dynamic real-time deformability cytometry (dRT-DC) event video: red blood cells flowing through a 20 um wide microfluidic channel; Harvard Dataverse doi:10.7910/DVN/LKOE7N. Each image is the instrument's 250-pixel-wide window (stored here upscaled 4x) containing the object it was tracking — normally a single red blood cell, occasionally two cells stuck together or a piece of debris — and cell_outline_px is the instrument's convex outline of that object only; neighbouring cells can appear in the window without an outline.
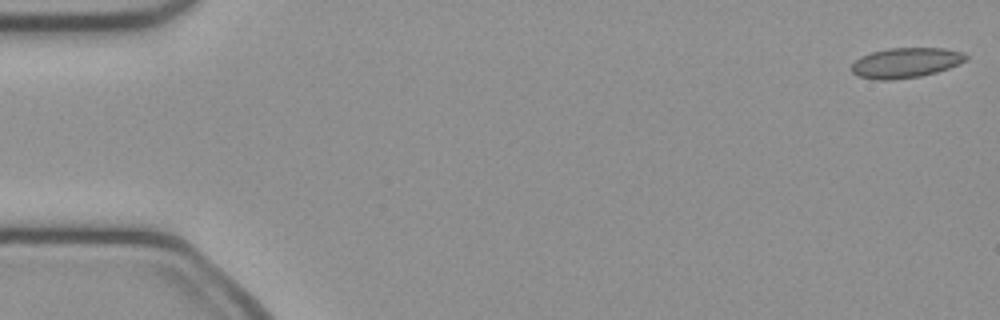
{"species": "common noctule bat (a hibernating species)", "species_latin": "Nyctalus noctula", "temperature_condition": "cold", "stored_images_in_passage": 50, "camera_frame_rate_fps": 3000, "um_per_image_px": 0.085, "animal": {"sex": "female", "body_mass_g": 21.9}, "frame": {"image": 1, "passage_image": 1, "time_ms": 0.0, "image_size_px": [1000, 320], "cell_outline_px": [[968, 60], [960, 64], [936, 72], [920, 76], [892, 80], [876, 80], [860, 76], [852, 72], [852, 64], [860, 56], [872, 52], [888, 48], [944, 48], [964, 52], [968, 56]], "centroid_in_image_um": [77.02, 5.33], "position_along_channel_um": 8.0, "area_um2": 20.11}}
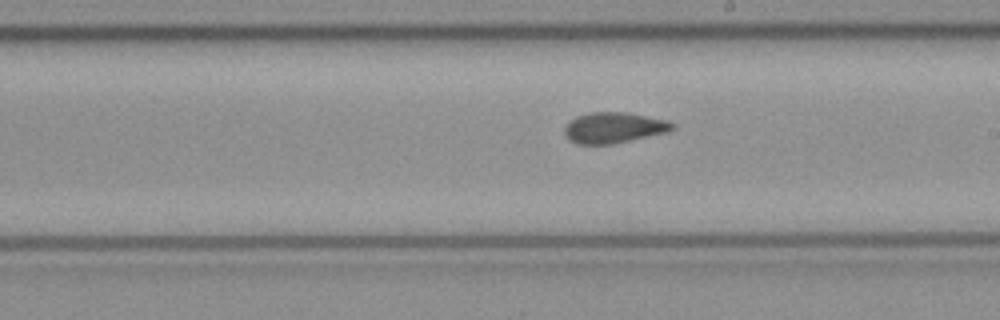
{"frame": {"image": 2, "passage_image": 28, "time_ms": 9.0, "image_size_px": [1000, 320], "cell_outline_px": [[676, 128], [668, 132], [612, 144], [576, 144], [568, 140], [564, 136], [564, 128], [568, 120], [576, 116], [588, 112], [624, 112], [668, 120]], "centroid_in_image_um": [52.11, 10.85], "position_along_channel_um": 236.9, "area_um2": 19.54}}
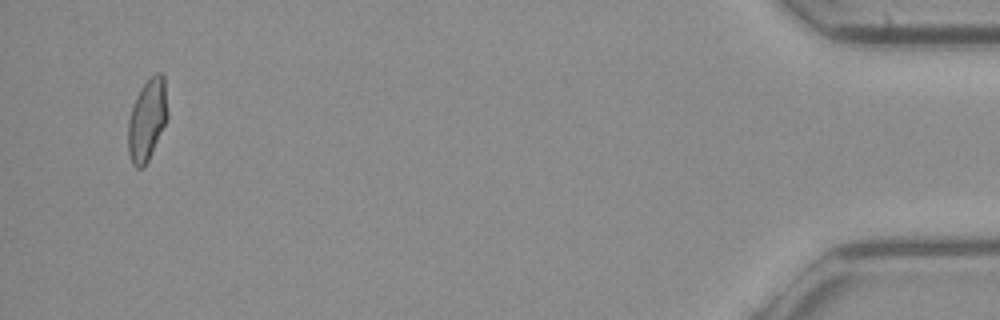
{"frame": {"image": 3, "passage_image": 48, "time_ms": 15.667, "image_size_px": [1000, 320], "cell_outline_px": [[168, 116], [148, 160], [144, 168], [136, 168], [132, 164], [128, 152], [128, 120], [136, 96], [140, 88], [156, 72], [160, 72], [164, 76], [168, 112]], "centroid_in_image_um": [12.5, 10.18], "position_along_channel_um": 422.7, "area_um2": 18.67}, "authors_computed_cell_mechanics": {"area_um2": 19.363, "velocity_mm_per_s": 4.0958, "shape_relaxation_time_tau1_ms": null, "shape_relaxation_time_tau2_ms": 1.5226, "deformation_change_tau1": null, "deformation_change_tau2": 0.0857}}